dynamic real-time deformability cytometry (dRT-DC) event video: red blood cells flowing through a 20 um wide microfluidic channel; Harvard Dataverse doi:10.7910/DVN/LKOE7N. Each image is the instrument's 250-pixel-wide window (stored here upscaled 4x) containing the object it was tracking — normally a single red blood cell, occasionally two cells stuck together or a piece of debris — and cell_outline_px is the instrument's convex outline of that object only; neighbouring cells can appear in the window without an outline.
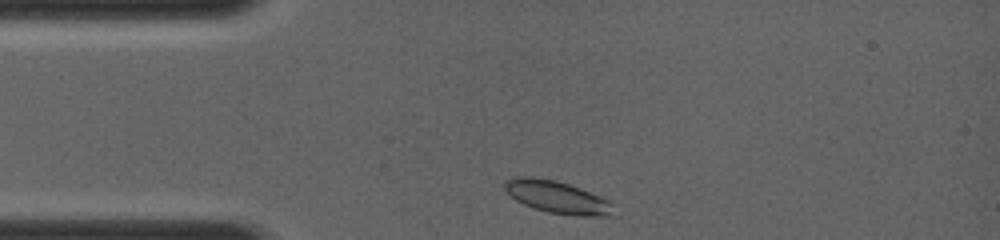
{"species": "common noctule bat (a hibernating species)", "species_latin": "Nyctalus noctula", "temperature_condition": "room temperature", "stored_images_in_passage": 37, "camera_frame_rate_fps": 4000, "um_per_image_px": 0.085, "animal": {"sex": "female", "body_mass_g": 19.0, "forearm_length_mm": 56.7}, "frame": {"image": 1, "passage_image": 1, "time_ms": 0.0, "image_size_px": [1000, 240], "cell_outline_px": [[612, 216], [576, 216], [548, 212], [524, 204], [516, 200], [504, 188], [504, 180], [516, 176], [532, 176], [552, 180], [568, 184], [580, 188], [608, 200], [612, 204]], "centroid_in_image_um": [47.33, 16.75], "position_along_channel_um": 37.7, "area_um2": 20.29}}
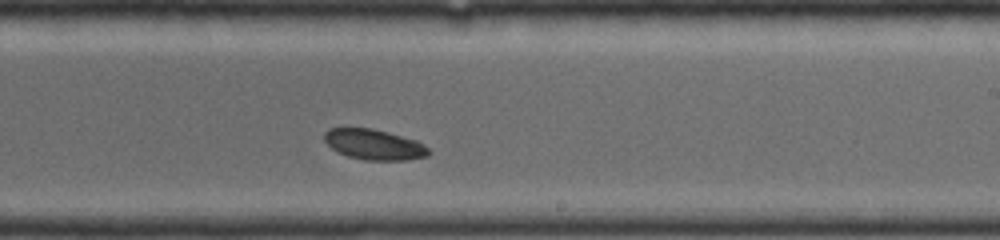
{"frame": {"image": 2, "passage_image": 22, "time_ms": 5.25, "image_size_px": [1000, 240], "cell_outline_px": [[432, 152], [428, 156], [404, 160], [364, 160], [348, 156], [336, 152], [324, 140], [324, 132], [328, 128], [372, 128], [388, 132], [416, 140], [424, 144]], "centroid_in_image_um": [31.8, 12.28], "position_along_channel_um": 257.2, "area_um2": 18.61}}
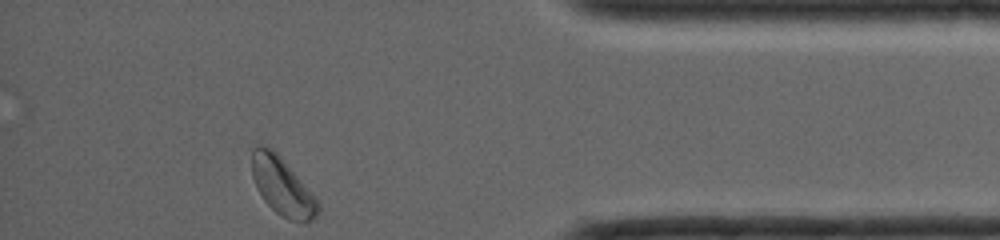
{"frame": {"image": 3, "passage_image": 37, "time_ms": 9.0, "image_size_px": [1000, 240], "cell_outline_px": [[320, 208], [316, 216], [312, 220], [304, 224], [288, 220], [280, 216], [264, 200], [256, 188], [252, 176], [252, 148], [260, 144], [264, 144], [272, 148], [280, 156], [316, 196], [320, 204]], "centroid_in_image_um": [24.01, 15.86], "position_along_channel_um": 411.2, "area_um2": 22.66}}